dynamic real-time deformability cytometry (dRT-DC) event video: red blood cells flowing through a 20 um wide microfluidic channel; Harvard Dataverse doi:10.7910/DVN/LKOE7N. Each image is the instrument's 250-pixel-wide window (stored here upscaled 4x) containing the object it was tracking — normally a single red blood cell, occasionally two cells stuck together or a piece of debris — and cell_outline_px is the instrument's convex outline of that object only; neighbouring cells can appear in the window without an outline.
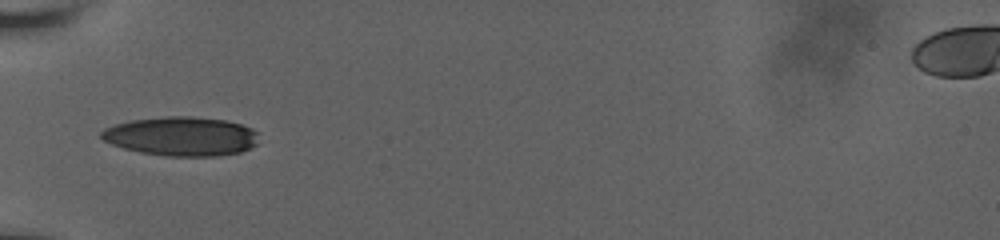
{"species": "human", "species_latin": "Homo sapiens", "temperature_condition": "room temperature", "stored_images_in_passage": 36, "camera_frame_rate_fps": 3000, "um_per_image_px": 0.085, "donor": {"sex": "male"}, "frame": {"image": 1, "passage_image": 1, "time_ms": 0.0, "image_size_px": [1000, 240], "cell_outline_px": [[260, 132], [256, 144], [240, 152], [216, 156], [168, 156], [140, 152], [124, 148], [112, 144], [104, 140], [100, 136], [100, 132], [104, 128], [116, 124], [132, 120], [168, 116], [192, 116], [224, 120], [240, 124], [252, 128]], "centroid_in_image_um": [15.43, 11.58], "position_along_channel_um": 69.6, "area_um2": 35.84}}
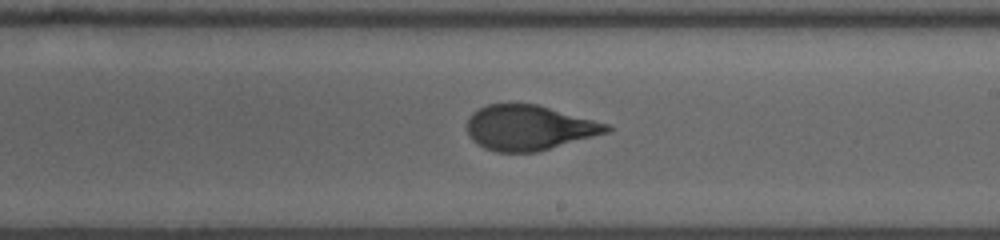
{"frame": {"image": 2, "passage_image": 15, "time_ms": 4.667, "image_size_px": [1000, 240], "cell_outline_px": [[612, 128], [608, 132], [536, 152], [496, 152], [484, 148], [476, 144], [472, 140], [468, 132], [468, 116], [472, 112], [488, 104], [536, 104], [608, 124]], "centroid_in_image_um": [44.92, 10.86], "position_along_channel_um": 244.1, "area_um2": 36.24}}
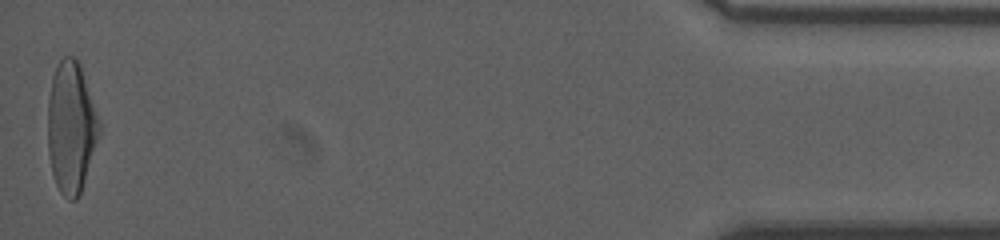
{"frame": {"image": 3, "passage_image": 36, "time_ms": 11.667, "image_size_px": [1000, 240], "cell_outline_px": [[100, 132], [80, 192], [76, 200], [68, 200], [60, 192], [56, 184], [52, 172], [48, 152], [48, 100], [52, 76], [60, 60], [64, 56], [76, 56], [80, 64], [100, 120]], "centroid_in_image_um": [6.04, 10.79], "position_along_channel_um": 429.2, "area_um2": 39.19}, "authors_computed_cell_mechanics": {"area_um2": 37.3388, "velocity_mm_per_s": 3.8092, "shape_relaxation_time_tau1_ms": 6.2229, "shape_relaxation_time_tau2_ms": 0.7146, "deformation_change_tau1": 0.2196, "deformation_change_tau2": 0.0658}}